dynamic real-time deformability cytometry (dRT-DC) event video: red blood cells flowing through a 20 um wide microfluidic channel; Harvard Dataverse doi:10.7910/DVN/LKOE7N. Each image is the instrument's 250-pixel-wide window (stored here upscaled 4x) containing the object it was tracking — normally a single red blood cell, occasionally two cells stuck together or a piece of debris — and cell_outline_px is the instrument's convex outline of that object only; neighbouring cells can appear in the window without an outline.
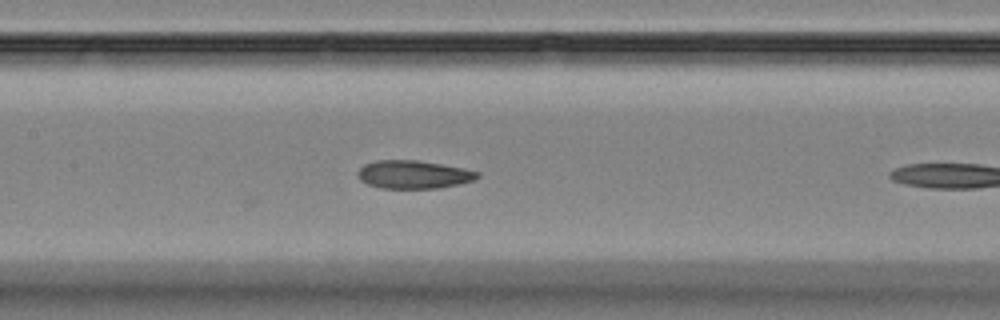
{"species": "Egyptian fruit bat (a non-hibernating species)", "species_latin": "Rousettus aegyptiacus", "temperature_condition": "room temperature", "stored_images_in_passage": 7, "segment_of_instrument_passage": [1, 2], "camera_frame_rate_fps": 3000, "um_per_image_px": 0.085, "animal": {"sex": "female"}, "frame": {"image": 1, "passage_image": 6, "time_ms": 6.667, "image_size_px": [1000, 320], "cell_outline_px": [[480, 176], [476, 180], [440, 188], [380, 188], [368, 184], [360, 180], [360, 168], [364, 164], [376, 160], [416, 160], [464, 168], [480, 172]], "centroid_in_image_um": [35.2, 14.83], "position_along_channel_um": 172.2, "area_um2": 19.54}}